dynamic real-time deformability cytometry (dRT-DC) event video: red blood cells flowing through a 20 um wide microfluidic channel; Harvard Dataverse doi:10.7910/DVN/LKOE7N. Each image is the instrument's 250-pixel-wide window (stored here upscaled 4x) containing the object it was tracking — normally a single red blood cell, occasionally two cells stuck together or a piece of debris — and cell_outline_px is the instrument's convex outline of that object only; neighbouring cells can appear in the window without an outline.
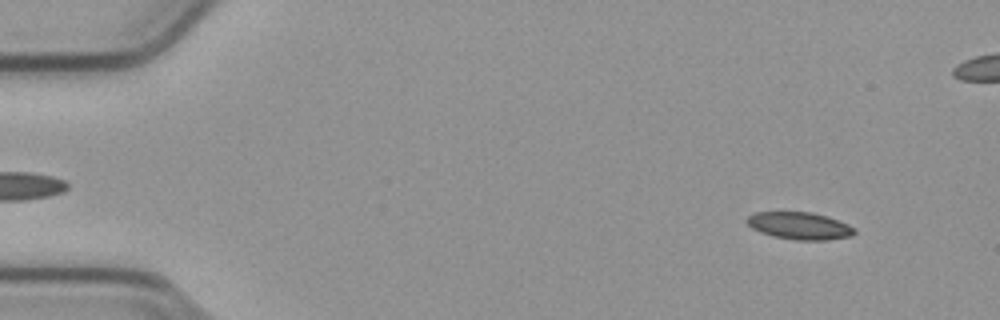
{"species": "common noctule bat (a hibernating species)", "species_latin": "Nyctalus noctula", "temperature_condition": "cold", "stored_images_in_passage": 56, "camera_frame_rate_fps": 3000, "um_per_image_px": 0.085, "animal": {"sex": "male", "body_mass_g": 23.1, "forearm_length_mm": 52.7}, "frame": {"image": 1, "passage_image": 6, "time_ms": 1.667, "image_size_px": [1000, 320], "cell_outline_px": [[856, 232], [852, 236], [828, 240], [796, 240], [772, 236], [760, 232], [752, 228], [744, 220], [748, 216], [756, 212], [812, 212], [828, 216], [848, 224], [856, 228]], "centroid_in_image_um": [67.98, 19.19], "position_along_channel_um": 17.0, "area_um2": 17.28}}
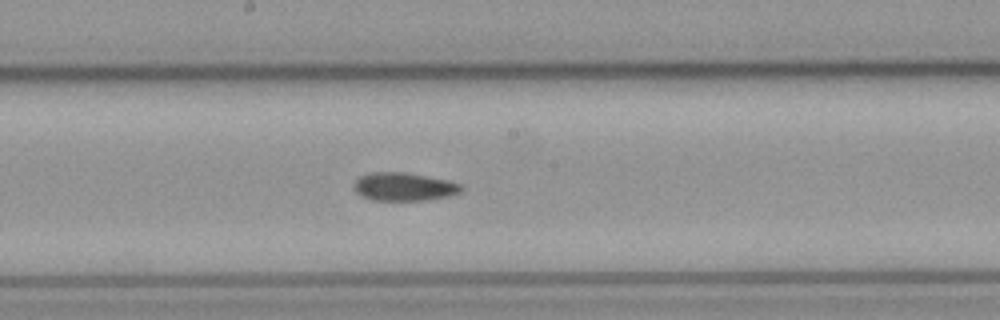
{"frame": {"image": 2, "passage_image": 30, "time_ms": 9.667, "image_size_px": [1000, 320], "cell_outline_px": [[460, 192], [448, 196], [424, 200], [372, 200], [356, 192], [352, 184], [360, 176], [368, 172], [404, 172], [448, 180], [460, 184]], "centroid_in_image_um": [34.28, 15.86], "position_along_channel_um": 213.9, "area_um2": 17.46}}
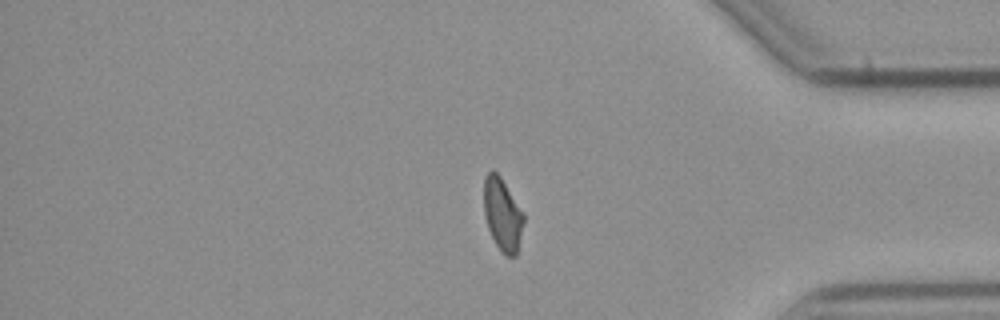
{"frame": {"image": 3, "passage_image": 46, "time_ms": 15.0, "image_size_px": [1000, 320], "cell_outline_px": [[524, 220], [516, 256], [508, 256], [496, 244], [488, 228], [484, 212], [484, 176], [492, 168], [500, 176], [524, 212]], "centroid_in_image_um": [42.71, 18.17], "position_along_channel_um": 392.5, "area_um2": 16.7}, "authors_computed_cell_mechanics": {"area_um2": 17.5134, "velocity_mm_per_s": 3.7984, "shape_relaxation_time_tau1_ms": null, "shape_relaxation_time_tau2_ms": 4.2244, "deformation_change_tau1": null, "deformation_change_tau2": 0.1031}}